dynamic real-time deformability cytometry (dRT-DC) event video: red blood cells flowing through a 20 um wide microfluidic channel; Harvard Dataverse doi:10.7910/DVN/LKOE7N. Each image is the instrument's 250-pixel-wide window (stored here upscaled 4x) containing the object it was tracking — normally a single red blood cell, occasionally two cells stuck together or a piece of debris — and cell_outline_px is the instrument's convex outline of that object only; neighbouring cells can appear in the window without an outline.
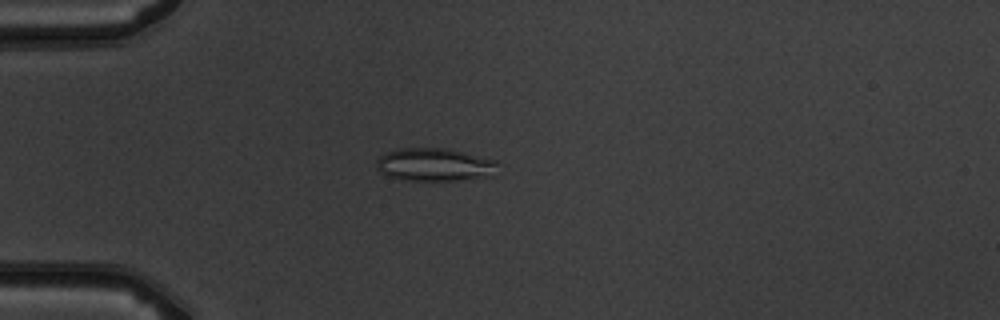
{"species": "common noctule bat (a hibernating species)", "species_latin": "Nyctalus noctula", "temperature_condition": "warm", "stored_images_in_passage": 4, "camera_frame_rate_fps": 3000, "um_per_image_px": 0.085, "animal": {"sex": "male", "body_mass_g": 19.5, "forearm_length_mm": 54.6}, "frame": {"image": 1, "passage_image": 4, "time_ms": 4.333, "image_size_px": [1000, 320], "cell_outline_px": [[496, 176], [456, 180], [408, 180], [384, 176], [376, 168], [376, 160], [384, 152], [400, 148], [444, 148], [496, 160]], "centroid_in_image_um": [36.9, 14.0], "position_along_channel_um": 48.1, "area_um2": 23.41}}